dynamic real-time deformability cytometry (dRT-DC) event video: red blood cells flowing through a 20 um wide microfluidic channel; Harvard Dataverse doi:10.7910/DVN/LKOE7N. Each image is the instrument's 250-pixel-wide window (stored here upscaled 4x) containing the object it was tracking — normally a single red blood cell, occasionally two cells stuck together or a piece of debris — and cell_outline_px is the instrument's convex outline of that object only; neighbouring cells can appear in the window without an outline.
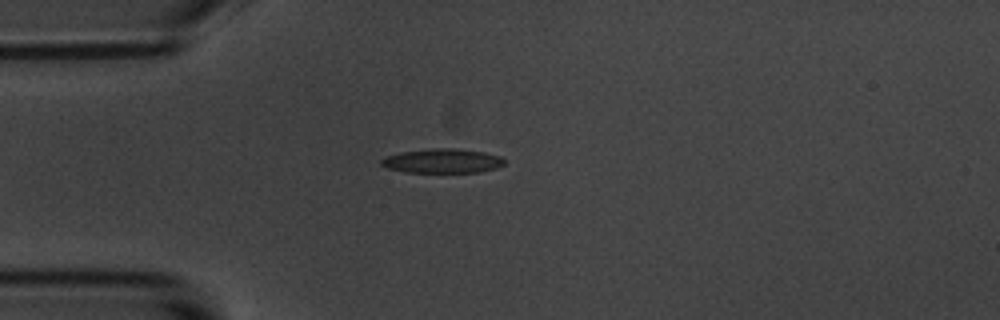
{"species": "common noctule bat (a hibernating species)", "species_latin": "Nyctalus noctula", "temperature_condition": "room temperature", "stored_images_in_passage": 42, "camera_frame_rate_fps": 3000, "um_per_image_px": 0.085, "animal": {"sex": "male", "body_mass_g": 20.1, "forearm_length_mm": 53.5}, "frame": {"image": 1, "passage_image": 1, "time_ms": 0.0, "image_size_px": [1000, 320], "cell_outline_px": [[504, 164], [496, 168], [480, 172], [404, 172], [388, 168], [380, 164], [380, 160], [384, 156], [400, 152], [436, 148], [452, 148], [484, 152], [500, 156], [504, 160]], "centroid_in_image_um": [37.58, 13.68], "position_along_channel_um": 47.4, "area_um2": 17.4}}
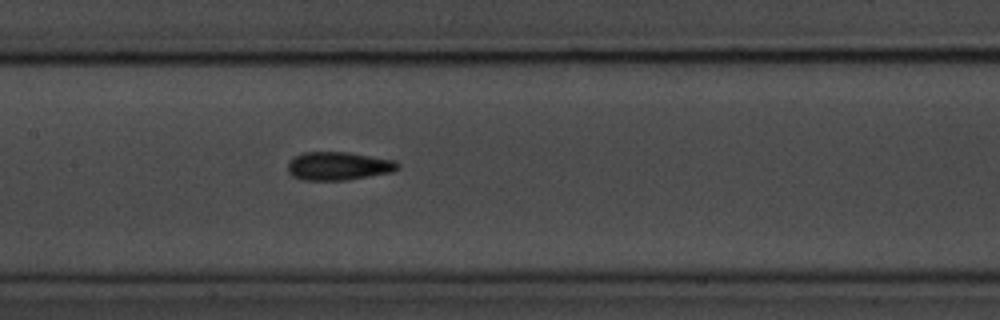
{"frame": {"image": 2, "passage_image": 13, "time_ms": 4.0, "image_size_px": [1000, 320], "cell_outline_px": [[400, 168], [392, 172], [344, 180], [304, 180], [292, 176], [288, 172], [288, 160], [292, 156], [304, 152], [348, 152], [396, 160], [400, 164]], "centroid_in_image_um": [28.75, 14.1], "position_along_channel_um": 178.6, "area_um2": 18.32}}
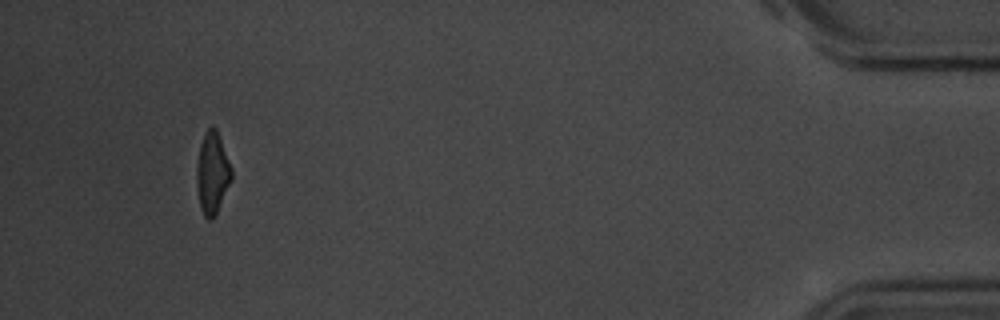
{"frame": {"image": 3, "passage_image": 39, "time_ms": 12.667, "image_size_px": [1000, 320], "cell_outline_px": [[232, 180], [212, 220], [208, 220], [204, 216], [200, 208], [196, 184], [196, 168], [200, 144], [204, 132], [208, 128], [216, 128], [232, 168]], "centroid_in_image_um": [18.04, 14.72], "position_along_channel_um": 417.2, "area_um2": 16.59}, "authors_computed_cell_mechanics": {"area_um2": 17.2822, "velocity_mm_per_s": 3.5796, "shape_relaxation_time_tau1_ms": 3.8458, "shape_relaxation_time_tau2_ms": 4.6248, "deformation_change_tau1": 0.1406, "deformation_change_tau2": 0.1196}}